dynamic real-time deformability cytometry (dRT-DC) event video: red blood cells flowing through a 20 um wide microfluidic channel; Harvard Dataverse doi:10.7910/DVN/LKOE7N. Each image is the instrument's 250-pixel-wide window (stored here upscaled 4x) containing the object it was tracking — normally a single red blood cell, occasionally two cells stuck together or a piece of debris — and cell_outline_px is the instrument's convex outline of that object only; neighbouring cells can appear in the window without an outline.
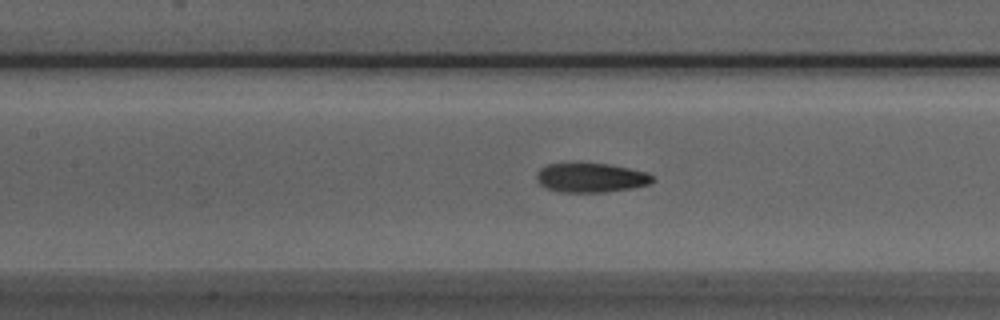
{"species": "Egyptian fruit bat (a non-hibernating species)", "species_latin": "Rousettus aegyptiacus", "temperature_condition": "room temperature", "stored_images_in_passage": 18, "camera_frame_rate_fps": 3000, "um_per_image_px": 0.085, "animal": {"sex": "male"}, "frame": {"image": 1, "passage_image": 8, "time_ms": 2.333, "image_size_px": [1000, 320], "cell_outline_px": [[656, 180], [652, 184], [632, 188], [604, 192], [560, 192], [548, 188], [540, 184], [536, 180], [536, 176], [540, 168], [548, 164], [608, 164], [648, 172]], "centroid_in_image_um": [50.27, 15.11], "position_along_channel_um": 157.1, "area_um2": 19.71}}
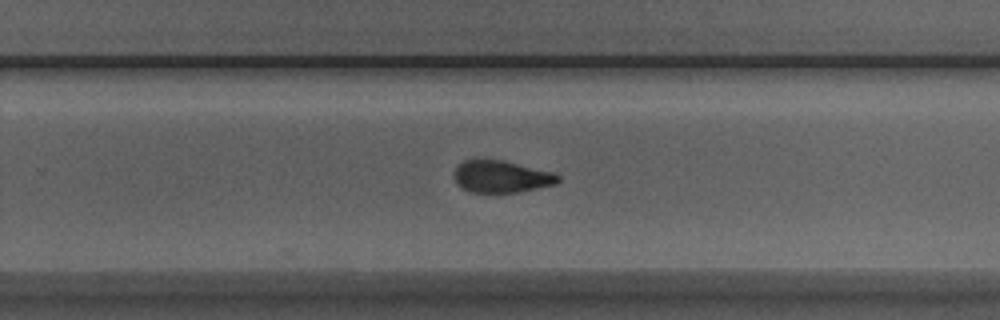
{"frame": {"image": 2, "passage_image": 18, "time_ms": 5.667, "image_size_px": [1000, 320], "cell_outline_px": [[560, 180], [556, 184], [516, 192], [468, 192], [452, 176], [456, 168], [464, 160], [500, 160], [552, 172], [560, 176]], "centroid_in_image_um": [42.61, 15.02], "position_along_channel_um": 287.2, "area_um2": 18.96}}